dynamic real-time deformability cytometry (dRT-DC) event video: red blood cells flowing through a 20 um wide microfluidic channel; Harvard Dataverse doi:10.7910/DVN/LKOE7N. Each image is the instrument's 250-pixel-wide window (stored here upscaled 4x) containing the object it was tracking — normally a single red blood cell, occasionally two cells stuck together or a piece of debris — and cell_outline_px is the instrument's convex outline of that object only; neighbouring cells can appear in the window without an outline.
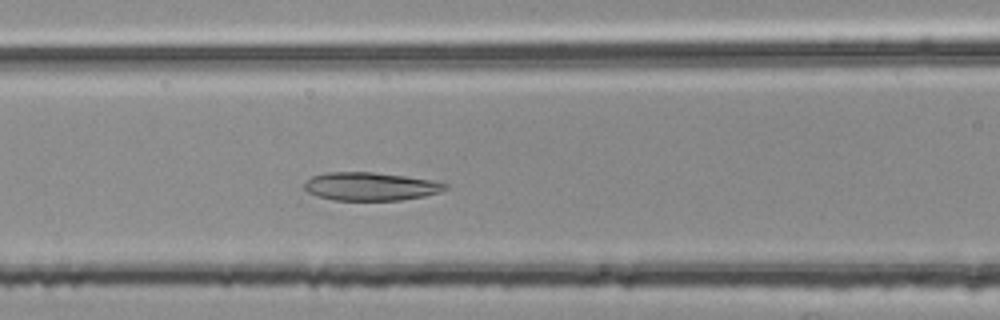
{"species": "common noctule bat (a hibernating species)", "species_latin": "Nyctalus noctula", "temperature_condition": "room temperature", "stored_images_in_passage": 46, "camera_frame_rate_fps": 3000, "um_per_image_px": 0.085, "animal": {"sex": "female", "body_mass_g": 25.1}, "frame": {"image": 1, "passage_image": 19, "time_ms": 6.0, "image_size_px": [1000, 320], "cell_outline_px": [[448, 188], [440, 192], [424, 196], [400, 200], [332, 200], [316, 196], [308, 192], [304, 188], [304, 184], [312, 176], [328, 172], [372, 172], [404, 176], [432, 180], [448, 184]], "centroid_in_image_um": [31.49, 15.85], "position_along_channel_um": 135.1, "area_um2": 23.12}}
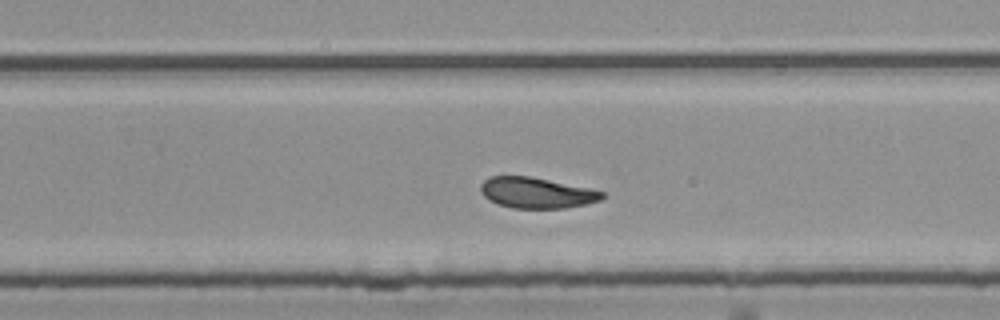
{"frame": {"image": 2, "passage_image": 31, "time_ms": 10.0, "image_size_px": [1000, 320], "cell_outline_px": [[604, 196], [600, 200], [584, 204], [564, 208], [512, 208], [496, 204], [488, 200], [484, 196], [480, 188], [480, 184], [484, 180], [492, 176], [528, 176], [588, 188], [604, 192]], "centroid_in_image_um": [45.55, 16.39], "position_along_channel_um": 284.2, "area_um2": 21.56}}
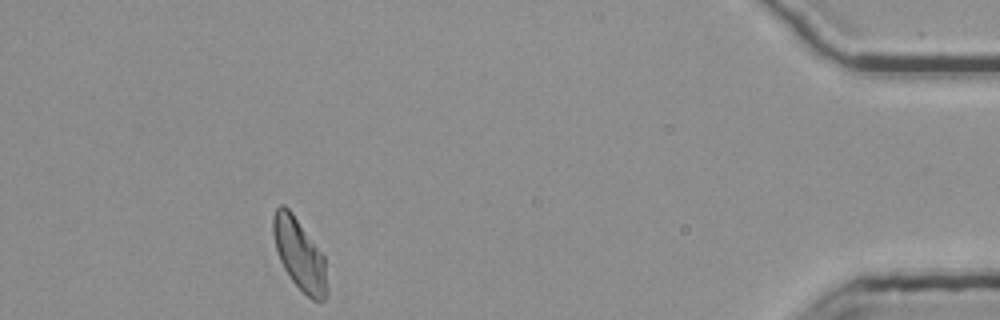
{"frame": {"image": 3, "passage_image": 46, "time_ms": 15.0, "image_size_px": [1000, 320], "cell_outline_px": [[328, 296], [324, 300], [312, 300], [292, 280], [284, 268], [280, 260], [276, 248], [272, 232], [272, 216], [276, 208], [280, 204], [284, 204], [292, 212], [324, 256], [328, 288]], "centroid_in_image_um": [25.45, 21.61], "position_along_channel_um": 409.7, "area_um2": 22.31}, "authors_computed_cell_mechanics": {"area_um2": 23.12, "velocity_mm_per_s": 3.7411, "shape_relaxation_time_tau1_ms": 9.8755, "shape_relaxation_time_tau2_ms": 2.3776, "deformation_change_tau1": 0.1847, "deformation_change_tau2": 0.0759}}